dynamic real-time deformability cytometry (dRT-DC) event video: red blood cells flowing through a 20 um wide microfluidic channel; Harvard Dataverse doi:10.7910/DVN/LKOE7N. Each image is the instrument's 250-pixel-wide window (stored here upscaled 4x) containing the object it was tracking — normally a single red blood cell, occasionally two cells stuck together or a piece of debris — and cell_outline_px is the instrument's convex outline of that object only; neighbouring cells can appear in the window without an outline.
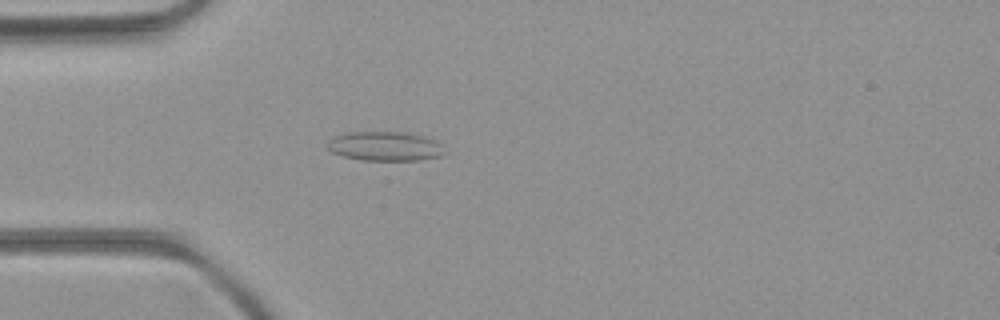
{"species": "common noctule bat (a hibernating species)", "species_latin": "Nyctalus noctula", "temperature_condition": "room temperature", "stored_images_in_passage": 39, "camera_frame_rate_fps": 3000, "um_per_image_px": 0.085, "animal": {"sex": "female", "body_mass_g": 21.9}, "frame": {"image": 1, "passage_image": 2, "time_ms": 0.333, "image_size_px": [1000, 320], "cell_outline_px": [[448, 152], [444, 156], [420, 160], [360, 160], [344, 156], [332, 152], [328, 148], [328, 140], [332, 136], [344, 132], [400, 132], [424, 136], [436, 140], [444, 144]], "centroid_in_image_um": [32.79, 12.43], "position_along_channel_um": 52.2, "area_um2": 20.46}}
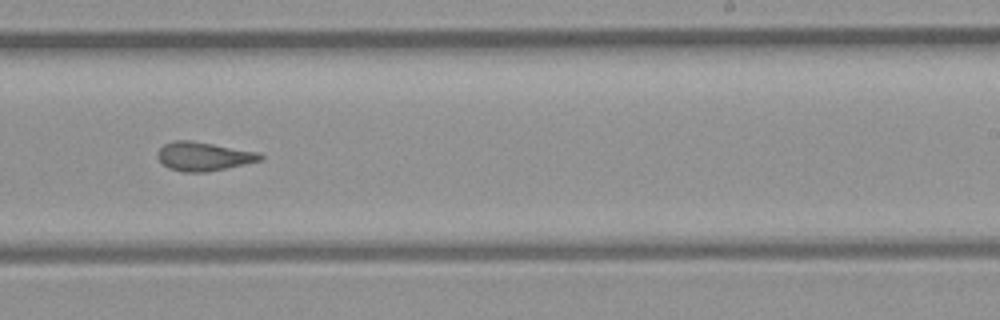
{"frame": {"image": 2, "passage_image": 19, "time_ms": 6.0, "image_size_px": [1000, 320], "cell_outline_px": [[264, 160], [204, 172], [184, 172], [168, 168], [156, 156], [156, 152], [164, 144], [176, 140], [192, 140], [260, 152], [264, 156]], "centroid_in_image_um": [17.32, 13.28], "position_along_channel_um": 271.7, "area_um2": 17.28}}
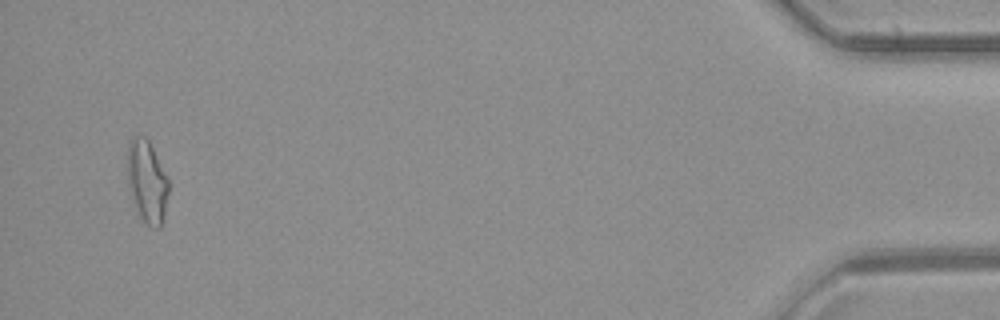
{"frame": {"image": 3, "passage_image": 37, "time_ms": 12.0, "image_size_px": [1000, 320], "cell_outline_px": [[168, 192], [164, 216], [160, 228], [148, 228], [140, 216], [136, 208], [128, 184], [128, 144], [136, 136], [144, 136], [148, 140], [168, 180]], "centroid_in_image_um": [12.5, 15.49], "position_along_channel_um": 422.7, "area_um2": 19.31}, "authors_computed_cell_mechanics": {"area_um2": 17.5134, "velocity_mm_per_s": 4.0151, "shape_relaxation_time_tau1_ms": null, "shape_relaxation_time_tau2_ms": 2.2726, "deformation_change_tau1": null, "deformation_change_tau2": 0.0955}}